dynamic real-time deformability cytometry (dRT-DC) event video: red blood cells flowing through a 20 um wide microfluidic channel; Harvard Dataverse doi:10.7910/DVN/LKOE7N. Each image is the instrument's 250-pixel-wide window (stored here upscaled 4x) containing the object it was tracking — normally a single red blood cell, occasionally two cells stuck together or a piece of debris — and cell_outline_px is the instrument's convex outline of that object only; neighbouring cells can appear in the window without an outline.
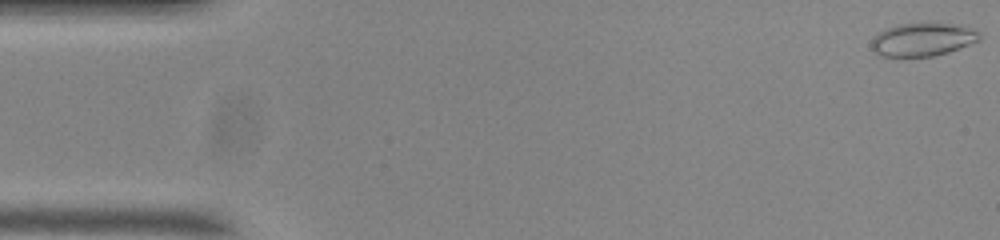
{"species": "common noctule bat (a hibernating species)", "species_latin": "Nyctalus noctula", "temperature_condition": "room temperature", "stored_images_in_passage": 55, "camera_frame_rate_fps": 3000, "um_per_image_px": 0.085, "animal": {"sex": "male", "body_mass_g": 20.0, "forearm_length_mm": 53.3}, "frame": {"image": 1, "passage_image": 1, "time_ms": 0.0, "image_size_px": [1000, 240], "cell_outline_px": [[980, 40], [948, 52], [932, 56], [880, 56], [872, 48], [872, 40], [884, 28], [896, 24], [924, 20], [928, 20], [964, 24], [980, 32]], "centroid_in_image_um": [78.48, 3.28], "position_along_channel_um": 6.5, "area_um2": 21.73}}
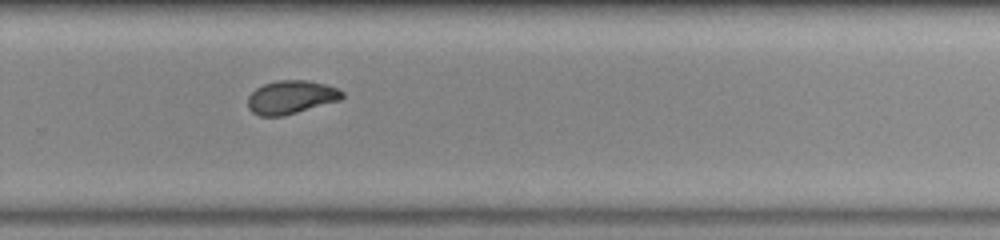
{"frame": {"image": 2, "passage_image": 36, "time_ms": 11.667, "image_size_px": [1000, 240], "cell_outline_px": [[344, 96], [340, 100], [284, 116], [260, 116], [252, 112], [248, 108], [248, 96], [256, 88], [264, 84], [276, 80], [308, 80], [324, 84], [336, 88], [344, 92]], "centroid_in_image_um": [24.73, 8.26], "position_along_channel_um": 305.1, "area_um2": 18.38}}
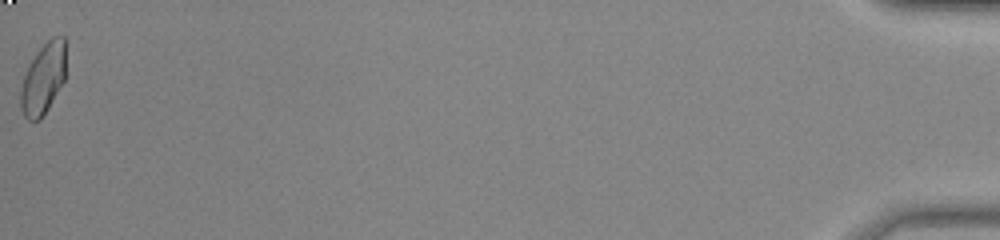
{"frame": {"image": 3, "passage_image": 55, "time_ms": 18.0, "image_size_px": [1000, 240], "cell_outline_px": [[64, 80], [48, 108], [40, 120], [28, 120], [24, 116], [20, 108], [20, 92], [24, 76], [28, 64], [36, 52], [52, 36], [64, 36]], "centroid_in_image_um": [3.64, 6.7], "position_along_channel_um": 431.6, "area_um2": 18.5}, "authors_computed_cell_mechanics": {"area_um2": 18.9006, "velocity_mm_per_s": 3.7033, "shape_relaxation_time_tau1_ms": null, "shape_relaxation_time_tau2_ms": 1.4424, "deformation_change_tau1": null, "deformation_change_tau2": 0.0626}}